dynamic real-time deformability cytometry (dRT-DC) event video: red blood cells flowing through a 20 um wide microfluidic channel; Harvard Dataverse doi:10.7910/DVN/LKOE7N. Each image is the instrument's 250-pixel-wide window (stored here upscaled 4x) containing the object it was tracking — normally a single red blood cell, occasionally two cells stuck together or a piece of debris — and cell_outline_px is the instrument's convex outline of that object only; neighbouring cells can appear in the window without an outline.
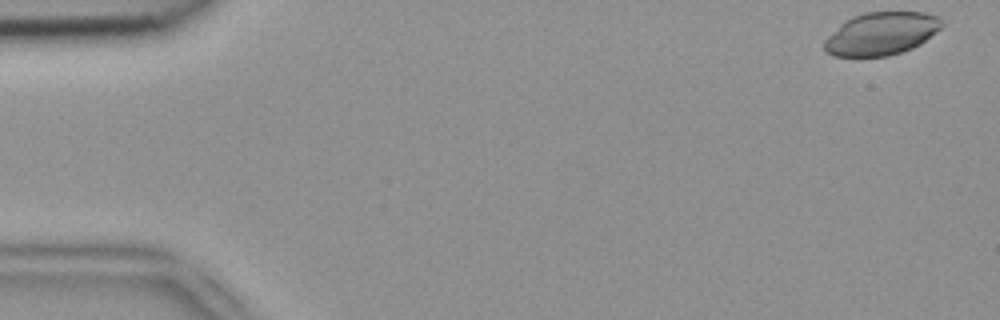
{"species": "common noctule bat (a hibernating species)", "species_latin": "Nyctalus noctula", "temperature_condition": "room temperature", "stored_images_in_passage": 51, "camera_frame_rate_fps": 3000, "um_per_image_px": 0.085, "animal": {"sex": "female", "body_mass_g": 18.4}, "frame": {"image": 1, "passage_image": 1, "time_ms": 0.0, "image_size_px": [1000, 320], "cell_outline_px": [[944, 24], [940, 28], [920, 44], [912, 48], [888, 56], [832, 56], [824, 48], [824, 40], [844, 20], [852, 16], [864, 12], [924, 12], [936, 16]], "centroid_in_image_um": [74.88, 2.85], "position_along_channel_um": 10.1, "area_um2": 29.13}}
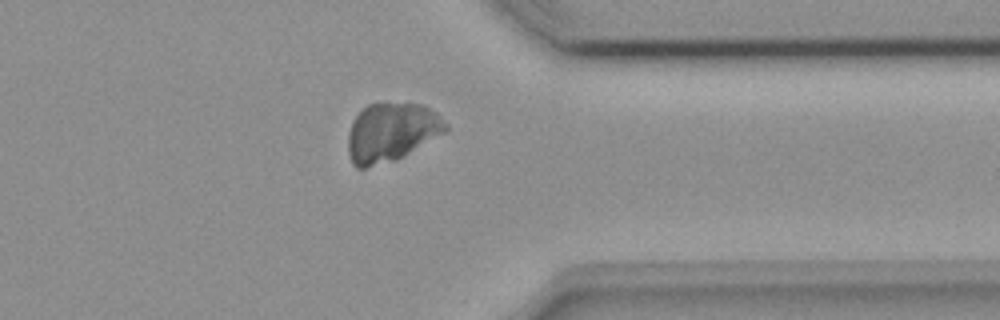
{"frame": {"image": 2, "passage_image": 40, "time_ms": 13.0, "image_size_px": [1000, 320], "cell_outline_px": [[448, 128], [444, 132], [396, 160], [364, 168], [356, 168], [352, 164], [348, 152], [348, 132], [352, 120], [368, 104], [420, 104], [436, 112], [448, 124]], "centroid_in_image_um": [33.23, 11.25], "position_along_channel_um": 378.2, "area_um2": 33.0}}
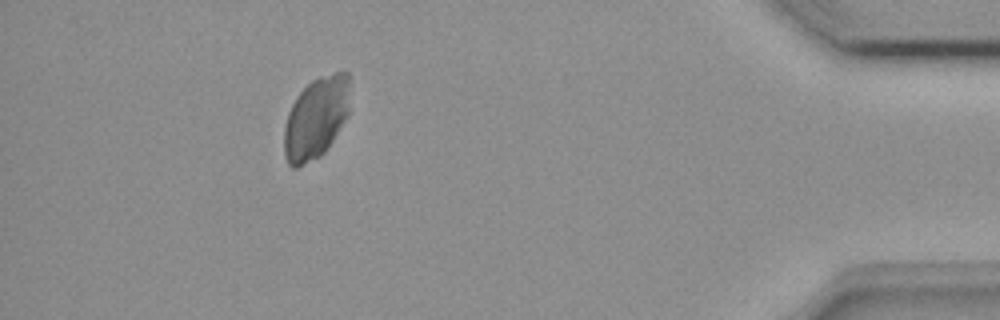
{"frame": {"image": 3, "passage_image": 46, "time_ms": 15.0, "image_size_px": [1000, 320], "cell_outline_px": [[348, 116], [324, 152], [320, 156], [296, 168], [292, 168], [288, 164], [284, 156], [284, 128], [288, 112], [296, 96], [312, 80], [320, 76], [336, 72], [348, 72]], "centroid_in_image_um": [26.83, 10.04], "position_along_channel_um": 408.4, "area_um2": 31.1}}